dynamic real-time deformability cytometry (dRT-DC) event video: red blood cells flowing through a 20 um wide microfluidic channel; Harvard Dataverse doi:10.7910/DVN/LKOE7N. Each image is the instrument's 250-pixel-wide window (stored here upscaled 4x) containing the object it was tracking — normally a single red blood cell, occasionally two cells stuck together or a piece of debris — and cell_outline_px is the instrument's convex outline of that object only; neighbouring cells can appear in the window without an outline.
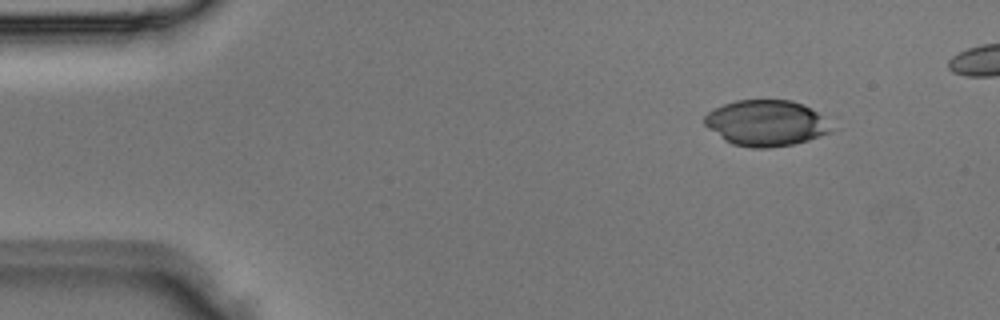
{"species": "Egyptian fruit bat (a non-hibernating species)", "species_latin": "Rousettus aegyptiacus", "temperature_condition": "room temperature", "stored_images_in_passage": 4, "camera_frame_rate_fps": 3000, "um_per_image_px": 0.085, "animal": {"sex": "male"}, "frame": {"image": 1, "passage_image": 1, "time_ms": 0.0, "image_size_px": [1000, 320], "cell_outline_px": [[836, 128], [832, 132], [808, 140], [792, 144], [768, 148], [752, 148], [732, 144], [724, 140], [708, 128], [704, 124], [704, 116], [712, 108], [736, 100], [792, 100], [804, 104], [824, 116]], "centroid_in_image_um": [65.15, 10.46], "position_along_channel_um": 19.9, "area_um2": 34.33}}